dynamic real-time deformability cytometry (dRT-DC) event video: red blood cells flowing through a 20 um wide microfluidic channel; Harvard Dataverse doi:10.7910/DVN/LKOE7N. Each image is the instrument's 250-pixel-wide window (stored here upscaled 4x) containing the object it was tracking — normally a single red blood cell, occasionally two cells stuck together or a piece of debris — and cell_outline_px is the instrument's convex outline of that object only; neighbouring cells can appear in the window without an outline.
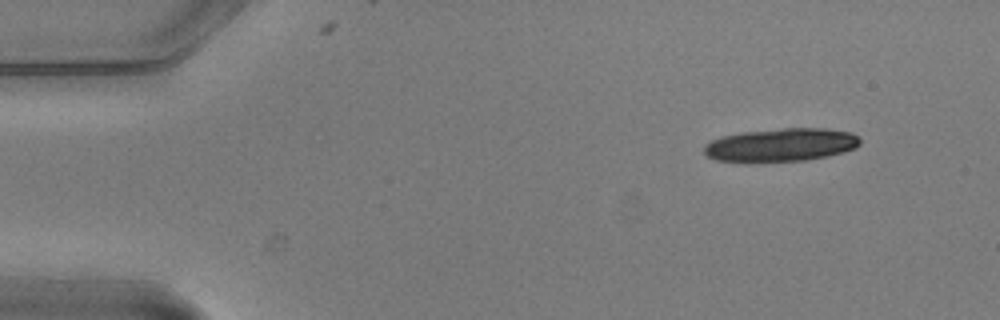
{"species": "common noctule bat (a hibernating species)", "species_latin": "Nyctalus noctula", "temperature_condition": "warm", "stored_images_in_passage": 4, "camera_frame_rate_fps": 3000, "um_per_image_px": 0.085, "animal": {"sex": "male", "body_mass_g": 20.5, "forearm_length_mm": 52.5}, "frame": {"image": 1, "passage_image": 1, "time_ms": 0.0, "image_size_px": [1000, 320], "cell_outline_px": [[860, 144], [856, 148], [844, 152], [828, 156], [808, 160], [756, 164], [744, 164], [716, 160], [708, 156], [704, 152], [704, 144], [712, 140], [724, 136], [744, 132], [784, 128], [824, 128], [852, 132], [860, 136]], "centroid_in_image_um": [66.38, 12.36], "position_along_channel_um": 18.6, "area_um2": 31.15}}